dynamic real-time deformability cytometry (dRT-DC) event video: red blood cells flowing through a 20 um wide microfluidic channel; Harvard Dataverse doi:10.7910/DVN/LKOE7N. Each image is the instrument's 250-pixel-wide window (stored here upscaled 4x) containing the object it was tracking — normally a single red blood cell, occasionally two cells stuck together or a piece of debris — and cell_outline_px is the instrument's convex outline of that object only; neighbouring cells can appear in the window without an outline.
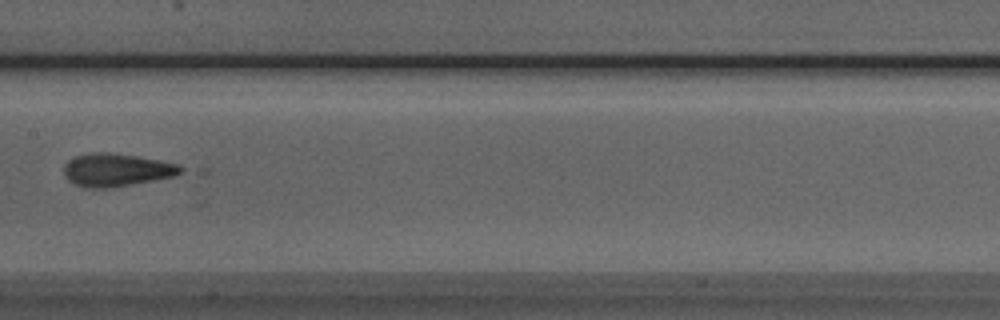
{"species": "Egyptian fruit bat (a non-hibernating species)", "species_latin": "Rousettus aegyptiacus", "temperature_condition": "room temperature", "stored_images_in_passage": 5, "camera_frame_rate_fps": 3000, "um_per_image_px": 0.085, "animal": {"sex": "male"}, "frame": {"image": 1, "passage_image": 5, "time_ms": 4.667, "image_size_px": [1000, 320], "cell_outline_px": [[188, 168], [172, 176], [152, 180], [108, 188], [84, 188], [68, 180], [64, 176], [64, 164], [68, 160], [76, 156], [92, 152], [108, 152], [136, 156], [160, 160], [180, 164]], "centroid_in_image_um": [9.89, 14.43], "position_along_channel_um": 197.5, "area_um2": 22.37}}